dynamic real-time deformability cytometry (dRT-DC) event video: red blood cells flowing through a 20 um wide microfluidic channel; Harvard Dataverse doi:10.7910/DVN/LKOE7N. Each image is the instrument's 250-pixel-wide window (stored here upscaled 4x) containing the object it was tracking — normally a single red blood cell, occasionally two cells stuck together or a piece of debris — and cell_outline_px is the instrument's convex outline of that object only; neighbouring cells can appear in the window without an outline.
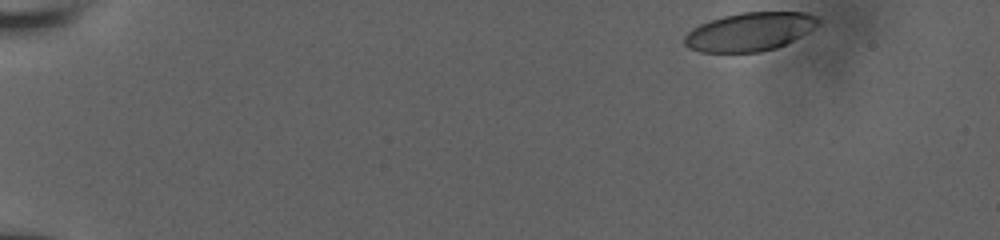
{"species": "human", "species_latin": "Homo sapiens", "temperature_condition": "room temperature", "stored_images_in_passage": 16, "camera_frame_rate_fps": 3000, "um_per_image_px": 0.085, "donor": {"sex": "male"}, "frame": {"image": 1, "passage_image": 1, "time_ms": 0.0, "image_size_px": [1000, 240], "cell_outline_px": [[820, 20], [812, 28], [800, 36], [776, 48], [760, 52], [700, 52], [688, 48], [684, 44], [684, 36], [692, 28], [700, 24], [724, 16], [740, 12], [804, 12], [816, 16]], "centroid_in_image_um": [63.67, 2.7], "position_along_channel_um": 21.3, "area_um2": 29.71}}
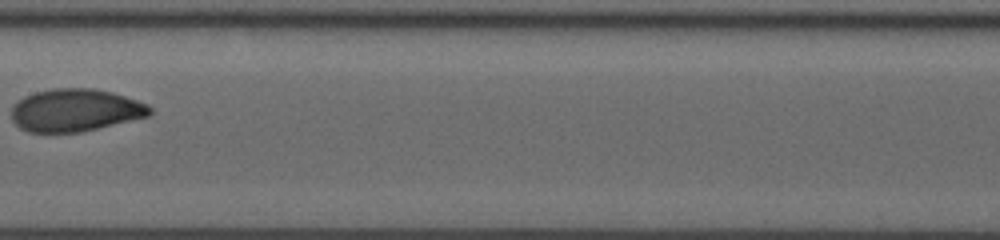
{"frame": {"image": 2, "passage_image": 9, "time_ms": 8.333, "image_size_px": [1000, 240], "cell_outline_px": [[152, 112], [148, 116], [80, 132], [28, 132], [20, 128], [12, 120], [12, 108], [16, 100], [24, 96], [36, 92], [52, 88], [96, 88], [112, 92], [148, 104], [152, 108]], "centroid_in_image_um": [6.38, 9.36], "position_along_channel_um": 201.0, "area_um2": 34.33}}
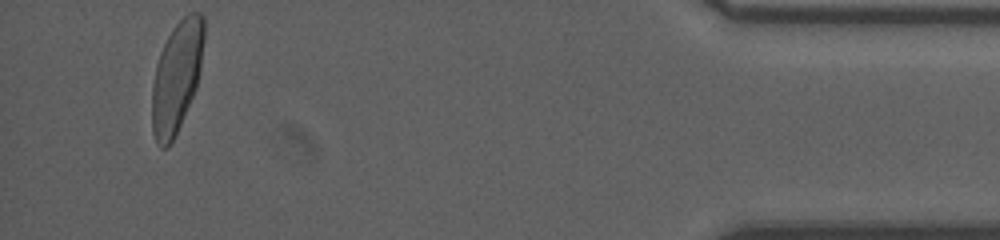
{"frame": {"image": 3, "passage_image": 16, "time_ms": 15.667, "image_size_px": [1000, 240], "cell_outline_px": [[204, 40], [200, 68], [196, 88], [180, 124], [168, 148], [160, 148], [156, 144], [152, 132], [152, 84], [156, 64], [160, 52], [172, 28], [188, 12], [200, 12], [204, 16]], "centroid_in_image_um": [15.0, 6.52], "position_along_channel_um": 420.2, "area_um2": 33.58}, "authors_computed_cell_mechanics": {"area_um2": 33.4951, "velocity_mm_per_s": 3.8431, "shape_relaxation_time_tau1_ms": 3.637, "shape_relaxation_time_tau2_ms": null, "deformation_change_tau1": 0.1503, "deformation_change_tau2": null}}